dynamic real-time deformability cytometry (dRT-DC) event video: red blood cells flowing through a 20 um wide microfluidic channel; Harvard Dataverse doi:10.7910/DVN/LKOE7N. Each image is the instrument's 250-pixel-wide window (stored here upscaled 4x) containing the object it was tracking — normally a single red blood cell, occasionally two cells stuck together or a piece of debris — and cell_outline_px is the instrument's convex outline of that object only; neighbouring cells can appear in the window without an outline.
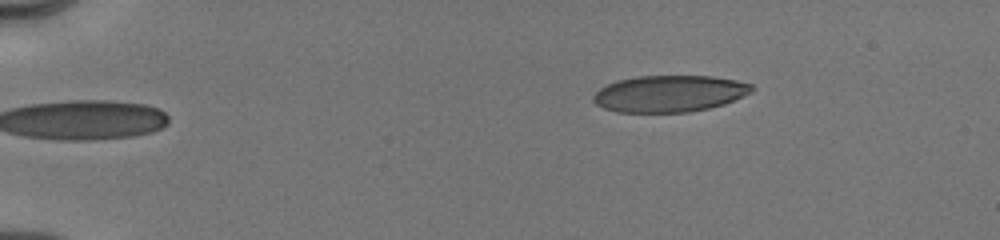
{"species": "human", "species_latin": "Homo sapiens", "temperature_condition": "cold", "stored_images_in_passage": 6, "camera_frame_rate_fps": 3000, "um_per_image_px": 0.085, "donor": {"sex": "male"}, "frame": {"image": 1, "passage_image": 6, "time_ms": 4.333, "image_size_px": [1000, 240], "cell_outline_px": [[752, 92], [724, 104], [708, 108], [688, 112], [616, 112], [604, 108], [596, 104], [592, 100], [592, 96], [600, 88], [616, 80], [636, 76], [712, 76], [736, 80], [752, 84]], "centroid_in_image_um": [56.87, 7.95], "position_along_channel_um": 28.1, "area_um2": 33.81}}